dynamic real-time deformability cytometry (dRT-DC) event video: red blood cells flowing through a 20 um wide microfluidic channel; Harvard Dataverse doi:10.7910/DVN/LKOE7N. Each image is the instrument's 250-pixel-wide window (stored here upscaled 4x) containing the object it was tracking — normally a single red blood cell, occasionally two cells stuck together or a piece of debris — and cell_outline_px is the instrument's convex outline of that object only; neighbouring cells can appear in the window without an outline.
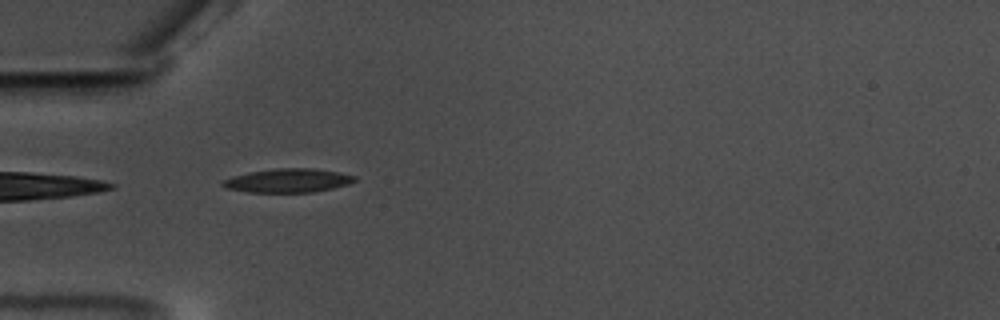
{"species": "common noctule bat (a hibernating species)", "species_latin": "Nyctalus noctula", "temperature_condition": "warm", "stored_images_in_passage": 41, "camera_frame_rate_fps": 3000, "um_per_image_px": 0.085, "animal": {"sex": "male", "body_mass_g": 17.5, "forearm_length_mm": 52.3}, "frame": {"image": 1, "passage_image": 1, "time_ms": 0.0, "image_size_px": [1000, 320], "cell_outline_px": [[356, 180], [348, 184], [332, 188], [312, 192], [248, 192], [228, 188], [220, 184], [220, 180], [232, 176], [248, 172], [276, 168], [312, 168], [340, 172], [356, 176]], "centroid_in_image_um": [24.45, 15.34], "position_along_channel_um": 60.5, "area_um2": 18.32}}
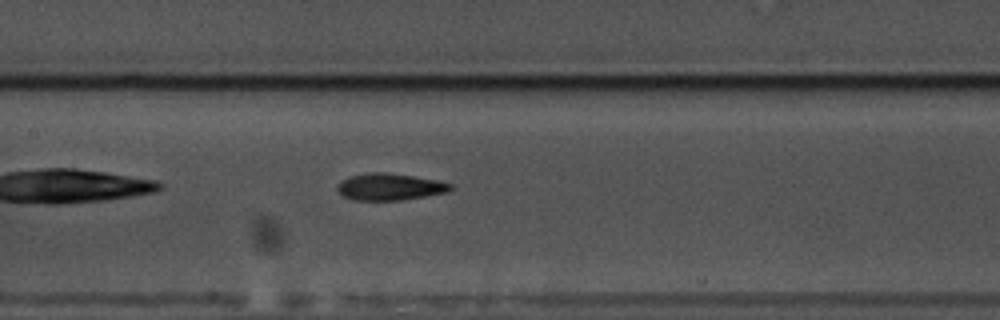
{"frame": {"image": 2, "passage_image": 11, "time_ms": 3.333, "image_size_px": [1000, 320], "cell_outline_px": [[456, 188], [448, 192], [400, 200], [352, 200], [340, 196], [336, 188], [340, 180], [348, 176], [372, 172], [384, 172], [440, 180], [452, 184]], "centroid_in_image_um": [33.11, 15.88], "position_along_channel_um": 174.3, "area_um2": 17.98}}
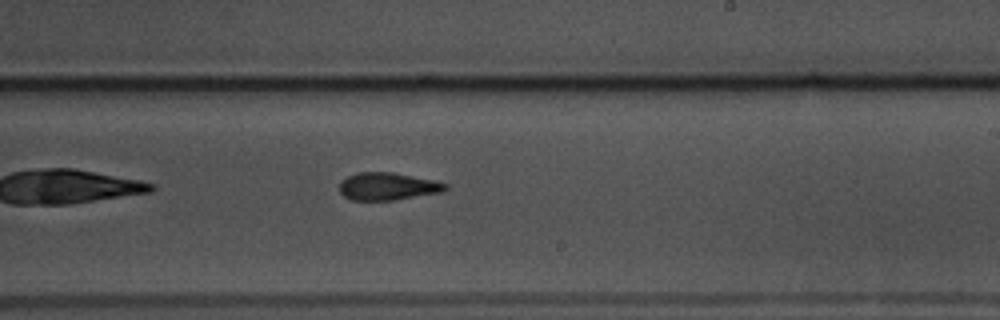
{"frame": {"image": 3, "passage_image": 18, "time_ms": 5.667, "image_size_px": [1000, 320], "cell_outline_px": [[448, 188], [444, 192], [392, 200], [352, 200], [344, 196], [340, 192], [340, 180], [356, 172], [392, 172], [432, 180], [448, 184]], "centroid_in_image_um": [32.94, 15.84], "position_along_channel_um": 256.1, "area_um2": 16.99}, "authors_computed_cell_mechanics": {"area_um2": 17.051, "velocity_mm_per_s": 3.5222, "shape_relaxation_time_tau1_ms": 3.4497, "shape_relaxation_time_tau2_ms": 3.6953, "deformation_change_tau1": 0.1749, "deformation_change_tau2": 0.1368}}